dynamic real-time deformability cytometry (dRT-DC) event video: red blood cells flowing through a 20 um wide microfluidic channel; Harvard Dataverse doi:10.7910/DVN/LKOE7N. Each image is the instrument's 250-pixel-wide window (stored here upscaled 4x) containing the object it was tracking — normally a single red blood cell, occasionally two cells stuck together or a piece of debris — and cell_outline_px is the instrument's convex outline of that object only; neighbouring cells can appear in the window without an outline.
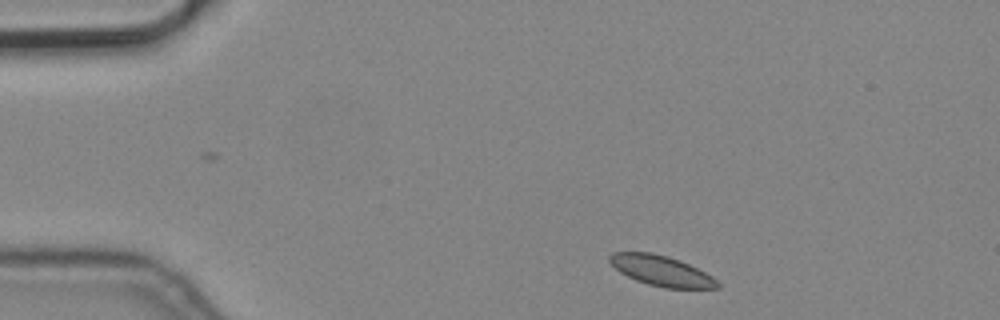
{"species": "common noctule bat (a hibernating species)", "species_latin": "Nyctalus noctula", "temperature_condition": "cold", "stored_images_in_passage": 3, "camera_frame_rate_fps": 3000, "um_per_image_px": 0.085, "animal": {"sex": "male", "body_mass_g": 19.2, "forearm_length_mm": 51.8}, "frame": {"image": 1, "passage_image": 1, "time_ms": 0.0, "image_size_px": [1000, 320], "cell_outline_px": [[720, 288], [664, 288], [648, 284], [636, 280], [620, 272], [608, 260], [608, 256], [612, 252], [652, 252], [668, 256], [680, 260], [712, 276], [720, 284]], "centroid_in_image_um": [56.2, 23.01], "position_along_channel_um": 28.8, "area_um2": 18.96}}